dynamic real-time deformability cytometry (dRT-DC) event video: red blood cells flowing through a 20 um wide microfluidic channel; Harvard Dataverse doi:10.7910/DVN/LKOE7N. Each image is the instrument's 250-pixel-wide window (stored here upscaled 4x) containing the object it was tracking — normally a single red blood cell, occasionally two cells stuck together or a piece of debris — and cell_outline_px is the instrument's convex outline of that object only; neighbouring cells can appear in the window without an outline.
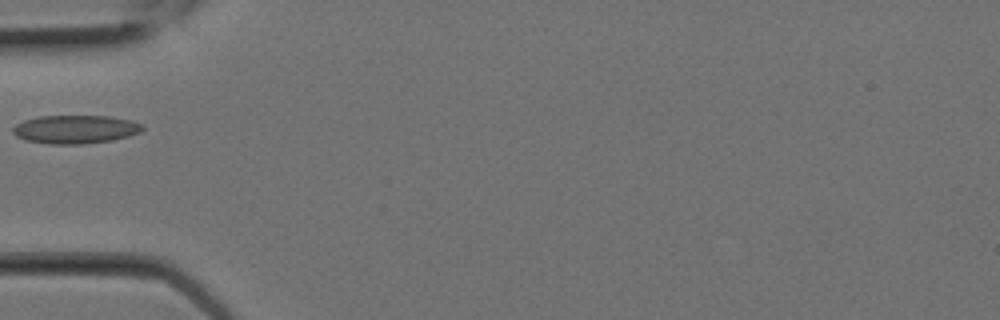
{"species": "Egyptian fruit bat (a non-hibernating species)", "species_latin": "Rousettus aegyptiacus", "temperature_condition": "room temperature", "stored_images_in_passage": 1, "camera_frame_rate_fps": 3000, "um_per_image_px": 0.085, "animal": {"sex": "female"}, "frame": {"image": 1, "passage_image": 1, "time_ms": 0.0, "image_size_px": [1000, 320], "cell_outline_px": [[144, 128], [140, 132], [128, 136], [112, 140], [84, 144], [48, 144], [24, 140], [16, 136], [12, 132], [12, 128], [16, 124], [24, 120], [40, 116], [112, 116], [132, 120], [144, 124]], "centroid_in_image_um": [6.41, 10.99], "position_along_channel_um": 78.6, "area_um2": 21.68}}